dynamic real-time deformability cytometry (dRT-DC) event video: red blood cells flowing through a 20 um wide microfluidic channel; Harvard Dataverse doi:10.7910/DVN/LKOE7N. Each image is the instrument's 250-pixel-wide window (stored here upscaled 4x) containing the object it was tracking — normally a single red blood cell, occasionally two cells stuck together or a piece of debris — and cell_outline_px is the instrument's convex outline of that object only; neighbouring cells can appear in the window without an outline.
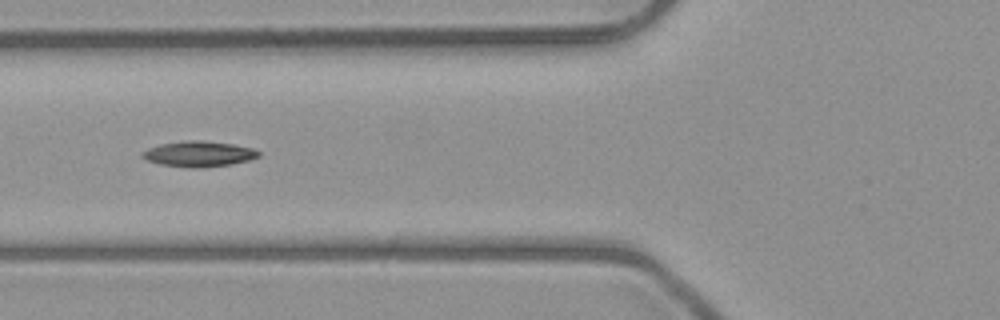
{"species": "common noctule bat (a hibernating species)", "species_latin": "Nyctalus noctula", "temperature_condition": "room temperature", "stored_images_in_passage": 6, "camera_frame_rate_fps": 3000, "um_per_image_px": 0.085, "animal": {"sex": "male", "body_mass_g": 23.1, "forearm_length_mm": 52.7}, "frame": {"image": 1, "passage_image": 6, "time_ms": 5.667, "image_size_px": [1000, 320], "cell_outline_px": [[260, 156], [248, 160], [232, 164], [204, 168], [192, 168], [160, 164], [148, 160], [140, 156], [140, 152], [148, 148], [160, 144], [188, 140], [200, 140], [232, 144], [252, 148], [260, 152]], "centroid_in_image_um": [16.88, 13.09], "position_along_channel_um": 108.9, "area_um2": 17.34}}